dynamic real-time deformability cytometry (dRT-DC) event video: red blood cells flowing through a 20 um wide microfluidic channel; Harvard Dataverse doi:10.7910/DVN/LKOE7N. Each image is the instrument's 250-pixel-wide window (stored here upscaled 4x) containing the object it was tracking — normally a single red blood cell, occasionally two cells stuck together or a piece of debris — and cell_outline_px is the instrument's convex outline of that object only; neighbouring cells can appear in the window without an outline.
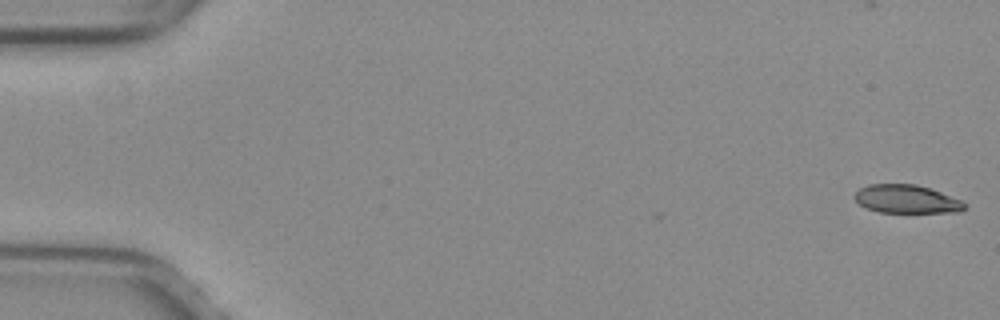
{"species": "common noctule bat (a hibernating species)", "species_latin": "Nyctalus noctula", "temperature_condition": "warm", "stored_images_in_passage": 7, "camera_frame_rate_fps": 3000, "um_per_image_px": 0.085, "animal": {"sex": "female", "body_mass_g": 29.2, "forearm_length_mm": 56.3}, "frame": {"image": 1, "passage_image": 1, "time_ms": 0.0, "image_size_px": [1000, 320], "cell_outline_px": [[964, 208], [960, 212], [880, 212], [868, 208], [860, 204], [852, 196], [860, 188], [868, 184], [916, 184], [940, 192], [960, 200], [964, 204]], "centroid_in_image_um": [77.01, 16.91], "position_along_channel_um": 8.0, "area_um2": 17.86}}